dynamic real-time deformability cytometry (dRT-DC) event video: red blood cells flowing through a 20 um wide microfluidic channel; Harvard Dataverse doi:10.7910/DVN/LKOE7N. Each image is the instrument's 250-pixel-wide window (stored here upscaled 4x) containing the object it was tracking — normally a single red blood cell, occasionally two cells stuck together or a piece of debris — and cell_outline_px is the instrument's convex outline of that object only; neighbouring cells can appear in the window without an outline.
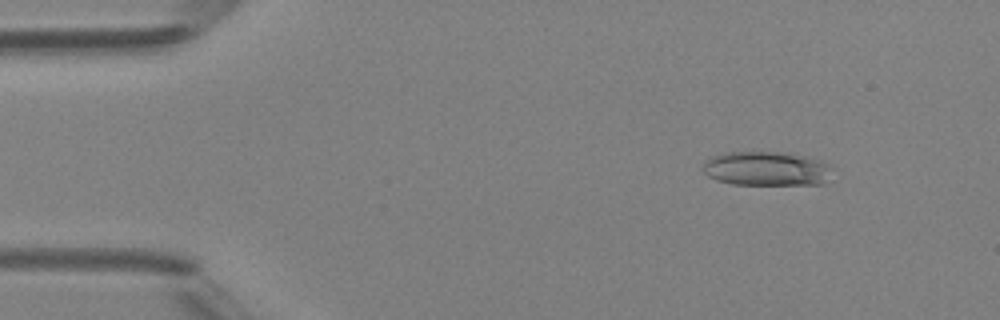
{"species": "Egyptian fruit bat (a non-hibernating species)", "species_latin": "Rousettus aegyptiacus", "temperature_condition": "room temperature", "stored_images_in_passage": 4, "camera_frame_rate_fps": 3000, "um_per_image_px": 0.085, "animal": {"sex": "female"}, "frame": {"image": 1, "passage_image": 1, "time_ms": 0.0, "image_size_px": [1000, 320], "cell_outline_px": [[832, 168], [824, 184], [732, 184], [716, 180], [708, 176], [704, 172], [704, 164], [712, 156], [724, 152], [784, 152], [808, 156], [820, 160], [828, 164]], "centroid_in_image_um": [65.16, 14.33], "position_along_channel_um": 19.8, "area_um2": 25.78}}
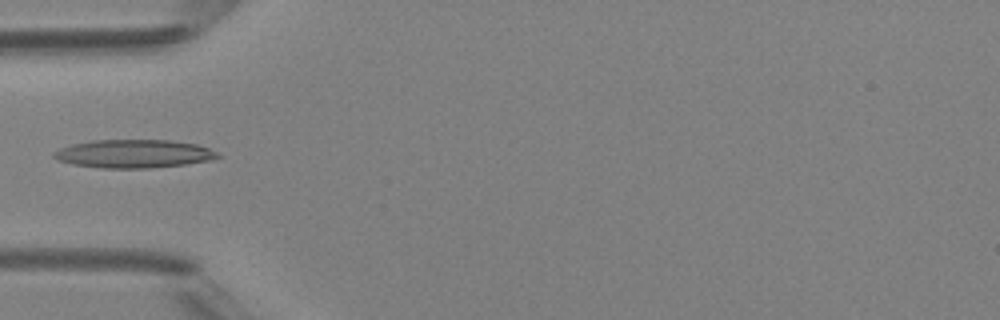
{"frame": {"image": 2, "passage_image": 4, "time_ms": 3.333, "image_size_px": [1000, 320], "cell_outline_px": [[224, 156], [212, 160], [184, 164], [148, 168], [100, 168], [72, 164], [60, 160], [52, 156], [52, 152], [60, 148], [72, 144], [92, 140], [168, 140], [196, 144], [208, 148]], "centroid_in_image_um": [11.37, 13.07], "position_along_channel_um": 73.6, "area_um2": 26.99}}